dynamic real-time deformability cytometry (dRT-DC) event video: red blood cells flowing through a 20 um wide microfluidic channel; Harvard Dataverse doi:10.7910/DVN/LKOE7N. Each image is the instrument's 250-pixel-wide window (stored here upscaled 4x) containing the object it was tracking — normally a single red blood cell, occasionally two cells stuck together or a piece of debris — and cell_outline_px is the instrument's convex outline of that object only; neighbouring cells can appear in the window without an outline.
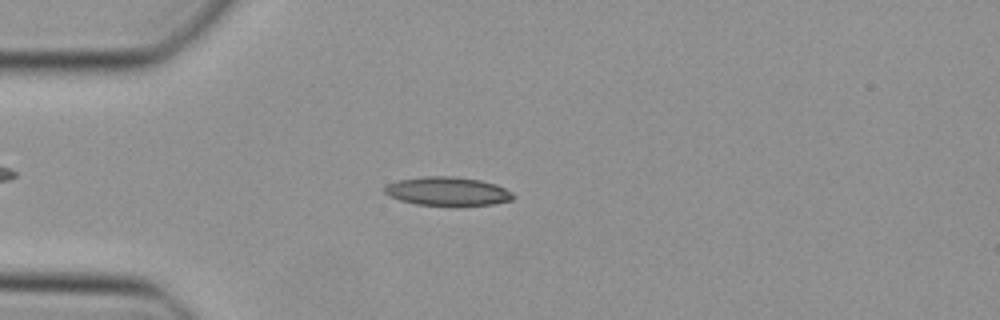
{"species": "Egyptian fruit bat (a non-hibernating species)", "species_latin": "Rousettus aegyptiacus", "temperature_condition": "cold", "stored_images_in_passage": 47, "camera_frame_rate_fps": 3000, "um_per_image_px": 0.085, "animal": {"sex": "female"}, "frame": {"image": 1, "passage_image": 12, "time_ms": 3.667, "image_size_px": [1000, 320], "cell_outline_px": [[516, 196], [512, 200], [492, 204], [452, 208], [416, 204], [400, 200], [384, 192], [384, 188], [388, 184], [400, 180], [424, 176], [452, 176], [480, 180], [496, 184], [512, 192]], "centroid_in_image_um": [38.09, 16.3], "position_along_channel_um": 46.9, "area_um2": 22.02}}
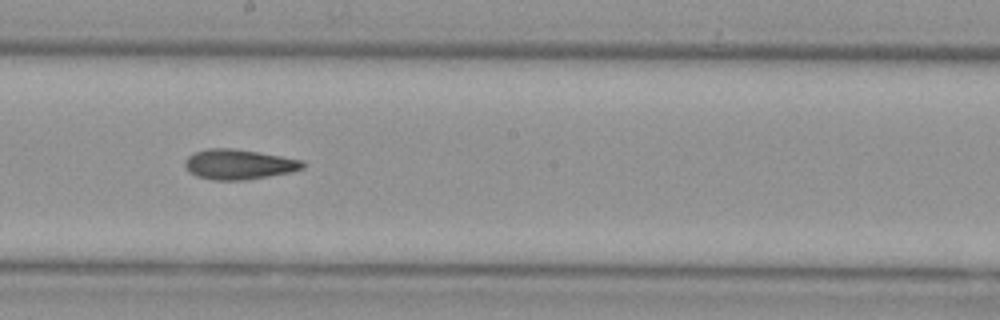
{"frame": {"image": 2, "passage_image": 26, "time_ms": 8.333, "image_size_px": [1000, 320], "cell_outline_px": [[304, 168], [292, 172], [244, 180], [212, 180], [196, 176], [188, 172], [184, 164], [184, 160], [188, 156], [196, 152], [208, 148], [232, 148], [304, 160]], "centroid_in_image_um": [20.27, 13.97], "position_along_channel_um": 227.9, "area_um2": 20.63}}
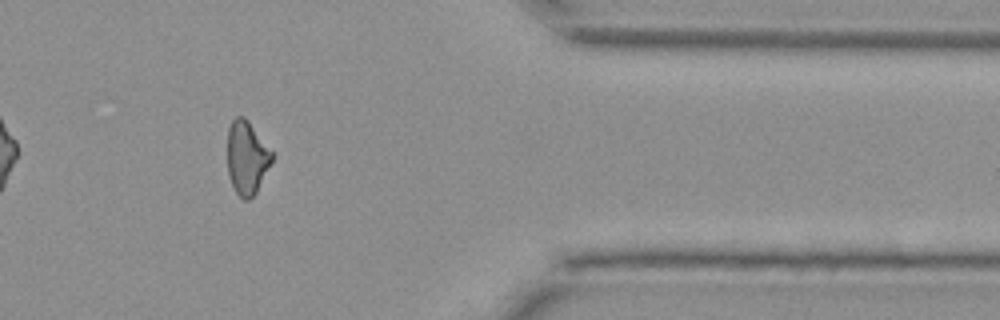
{"frame": {"image": 3, "passage_image": 39, "time_ms": 12.667, "image_size_px": [1000, 320], "cell_outline_px": [[272, 160], [256, 192], [248, 200], [244, 200], [236, 192], [228, 176], [228, 128], [232, 120], [236, 116], [244, 116], [248, 120], [272, 152]], "centroid_in_image_um": [20.96, 13.38], "position_along_channel_um": 390.4, "area_um2": 18.73}}